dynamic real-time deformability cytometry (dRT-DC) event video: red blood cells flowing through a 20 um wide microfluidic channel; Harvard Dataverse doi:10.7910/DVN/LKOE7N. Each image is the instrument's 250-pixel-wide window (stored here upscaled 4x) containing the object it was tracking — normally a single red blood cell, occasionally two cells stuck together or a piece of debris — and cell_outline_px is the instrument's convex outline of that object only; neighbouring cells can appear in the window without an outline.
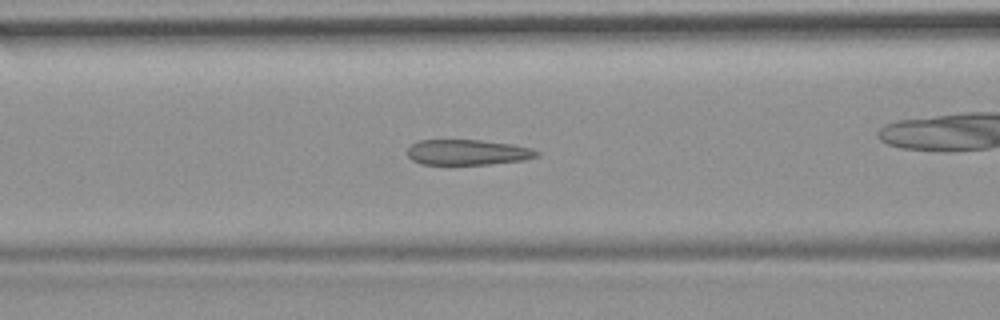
{"species": "common noctule bat (a hibernating species)", "species_latin": "Nyctalus noctula", "temperature_condition": "room temperature", "stored_images_in_passage": 47, "camera_frame_rate_fps": 3000, "um_per_image_px": 0.085, "animal": {"sex": "female", "body_mass_g": 19.9}, "frame": {"image": 1, "passage_image": 14, "time_ms": 4.333, "image_size_px": [1000, 320], "cell_outline_px": [[540, 156], [524, 160], [488, 164], [420, 164], [412, 160], [408, 156], [408, 148], [412, 144], [420, 140], [480, 140], [512, 144], [532, 148], [540, 152]], "centroid_in_image_um": [39.78, 12.94], "position_along_channel_um": 126.8, "area_um2": 19.19}, "authors_computed_cell_mechanics": {"area_um2": 20.1722, "velocity_mm_per_s": 3.7077, "shape_relaxation_time_tau1_ms": null, "shape_relaxation_time_tau2_ms": 2.1207, "deformation_change_tau1": null, "deformation_change_tau2": 0.0768}}